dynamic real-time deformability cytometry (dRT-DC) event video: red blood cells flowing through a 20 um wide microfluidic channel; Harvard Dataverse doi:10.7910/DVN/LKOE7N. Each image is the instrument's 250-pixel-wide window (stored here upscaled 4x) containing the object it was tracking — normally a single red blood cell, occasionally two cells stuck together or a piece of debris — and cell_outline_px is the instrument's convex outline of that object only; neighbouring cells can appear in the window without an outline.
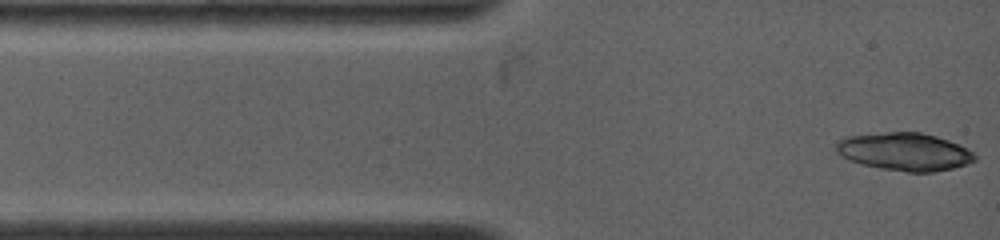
{"species": "common noctule bat (a hibernating species)", "species_latin": "Nyctalus noctula", "temperature_condition": "warm", "stored_images_in_passage": 6, "camera_frame_rate_fps": 4500, "um_per_image_px": 0.085, "animal": {"sex": "female", "body_mass_g": 19.0, "forearm_length_mm": 53.3}, "frame": {"image": 1, "passage_image": 1, "time_ms": 0.0, "image_size_px": [1000, 240], "cell_outline_px": [[976, 160], [952, 168], [932, 172], [908, 172], [884, 168], [864, 164], [852, 160], [844, 156], [836, 148], [836, 144], [844, 136], [888, 132], [920, 132], [936, 136], [948, 140], [972, 152], [976, 156]], "centroid_in_image_um": [76.9, 12.88], "position_along_channel_um": 8.1, "area_um2": 29.82}}